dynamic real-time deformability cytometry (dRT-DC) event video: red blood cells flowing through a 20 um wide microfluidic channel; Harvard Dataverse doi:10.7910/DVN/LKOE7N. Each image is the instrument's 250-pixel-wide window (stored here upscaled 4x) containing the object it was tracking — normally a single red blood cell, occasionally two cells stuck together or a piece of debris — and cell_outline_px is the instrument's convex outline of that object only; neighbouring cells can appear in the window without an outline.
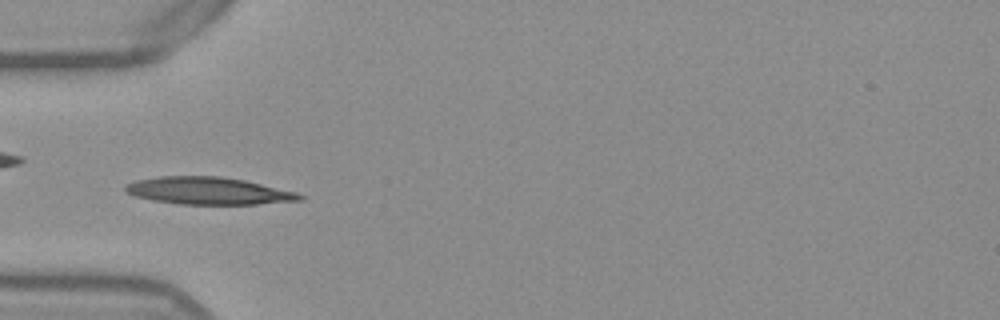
{"species": "Egyptian fruit bat (a non-hibernating species)", "species_latin": "Rousettus aegyptiacus", "temperature_condition": "warm", "stored_images_in_passage": 52, "camera_frame_rate_fps": 3000, "um_per_image_px": 0.085, "frame": {"image": 1, "passage_image": 16, "time_ms": 5.0, "image_size_px": [1000, 320], "cell_outline_px": [[304, 200], [256, 204], [176, 204], [152, 200], [132, 196], [124, 192], [124, 188], [128, 184], [136, 180], [160, 176], [220, 176], [244, 180], [296, 192], [304, 196]], "centroid_in_image_um": [17.68, 16.22], "position_along_channel_um": 67.3, "area_um2": 27.8}}
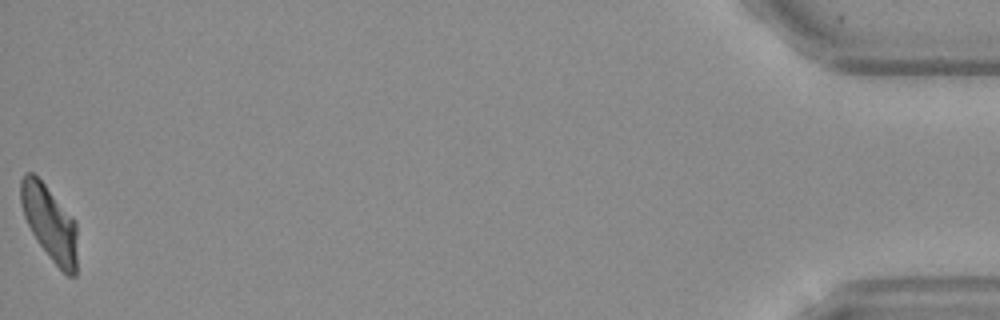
{"frame": {"image": 2, "passage_image": 52, "time_ms": 17.0, "image_size_px": [1000, 320], "cell_outline_px": [[76, 276], [68, 276], [52, 260], [40, 244], [32, 232], [24, 216], [20, 204], [20, 180], [24, 172], [32, 172], [44, 184], [76, 220]], "centroid_in_image_um": [4.21, 18.91], "position_along_channel_um": 431.0, "area_um2": 24.39}, "authors_computed_cell_mechanics": {"area_um2": 26.0389, "velocity_mm_per_s": 3.8435, "shape_relaxation_time_tau1_ms": 3.2133, "shape_relaxation_time_tau2_ms": 1.6541, "deformation_change_tau1": 0.1735, "deformation_change_tau2": 0.0966}}